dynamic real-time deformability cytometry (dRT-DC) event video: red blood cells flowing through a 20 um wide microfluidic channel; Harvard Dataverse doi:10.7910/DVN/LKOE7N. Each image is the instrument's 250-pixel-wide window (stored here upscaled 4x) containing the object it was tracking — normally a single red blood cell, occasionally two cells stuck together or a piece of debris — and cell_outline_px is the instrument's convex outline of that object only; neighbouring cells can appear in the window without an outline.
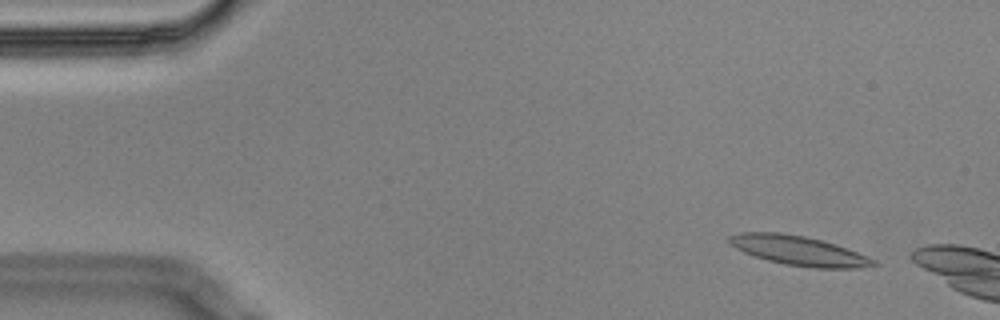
{"species": "Egyptian fruit bat (a non-hibernating species)", "species_latin": "Rousettus aegyptiacus", "temperature_condition": "cold", "stored_images_in_passage": 3, "camera_frame_rate_fps": 3000, "um_per_image_px": 0.085, "animal": {"sex": "male"}, "frame": {"image": 1, "passage_image": 1, "time_ms": 0.0, "image_size_px": [1000, 320], "cell_outline_px": [[880, 264], [860, 268], [812, 268], [784, 264], [752, 256], [736, 248], [728, 240], [728, 236], [740, 232], [780, 232], [804, 236], [836, 244], [848, 248], [868, 256], [876, 260]], "centroid_in_image_um": [67.92, 21.31], "position_along_channel_um": 17.1, "area_um2": 24.91}}